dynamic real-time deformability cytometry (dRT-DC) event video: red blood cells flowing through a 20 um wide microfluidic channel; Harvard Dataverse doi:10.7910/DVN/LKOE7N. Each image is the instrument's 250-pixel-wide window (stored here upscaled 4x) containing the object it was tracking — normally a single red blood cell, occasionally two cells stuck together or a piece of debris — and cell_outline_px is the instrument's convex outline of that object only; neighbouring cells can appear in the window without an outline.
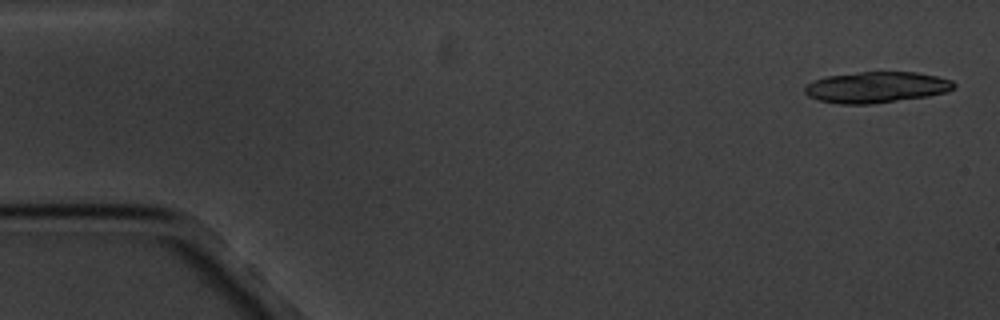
{"species": "common noctule bat (a hibernating species)", "species_latin": "Nyctalus noctula", "temperature_condition": "cold", "stored_images_in_passage": 5, "segment_of_instrument_passage": [1, 2], "camera_frame_rate_fps": 3000, "um_per_image_px": 0.085, "animal": {"sex": "male", "body_mass_g": 20.1, "forearm_length_mm": 53.5}, "frame": {"image": 1, "passage_image": 1, "time_ms": 0.0, "image_size_px": [1000, 320], "cell_outline_px": [[956, 88], [948, 92], [928, 96], [872, 104], [840, 104], [820, 100], [808, 96], [804, 92], [804, 84], [812, 80], [828, 76], [860, 72], [916, 72], [936, 76], [952, 80], [956, 84]], "centroid_in_image_um": [74.5, 7.42], "position_along_channel_um": 10.5, "area_um2": 27.17}}